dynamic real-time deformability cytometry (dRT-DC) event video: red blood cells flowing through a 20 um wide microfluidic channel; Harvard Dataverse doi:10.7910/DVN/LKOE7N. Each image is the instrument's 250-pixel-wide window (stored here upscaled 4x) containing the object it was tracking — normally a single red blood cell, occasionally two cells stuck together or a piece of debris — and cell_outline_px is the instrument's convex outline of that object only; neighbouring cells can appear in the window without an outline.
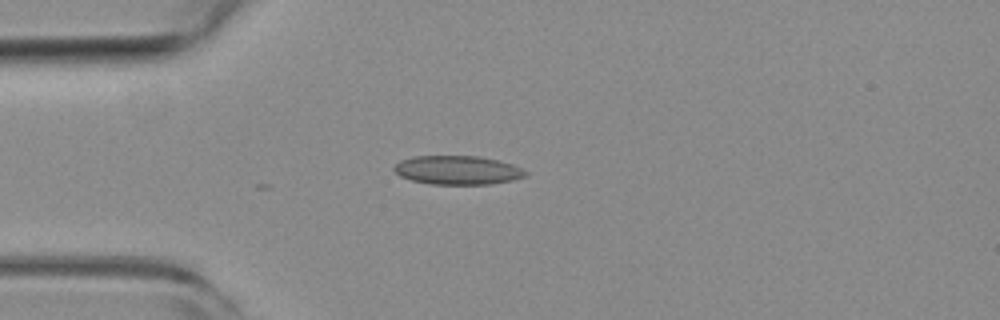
{"species": "common noctule bat (a hibernating species)", "species_latin": "Nyctalus noctula", "temperature_condition": "room temperature", "stored_images_in_passage": 6, "camera_frame_rate_fps": 3000, "um_per_image_px": 0.085, "animal": {"sex": "female", "body_mass_g": 19.3, "forearm_length_mm": 54.1}, "frame": {"image": 1, "passage_image": 1, "time_ms": 0.0, "image_size_px": [1000, 320], "cell_outline_px": [[528, 176], [512, 180], [492, 184], [428, 184], [412, 180], [400, 176], [392, 168], [400, 160], [416, 156], [480, 156], [512, 164], [528, 172]], "centroid_in_image_um": [38.9, 14.46], "position_along_channel_um": 46.1, "area_um2": 22.08}}
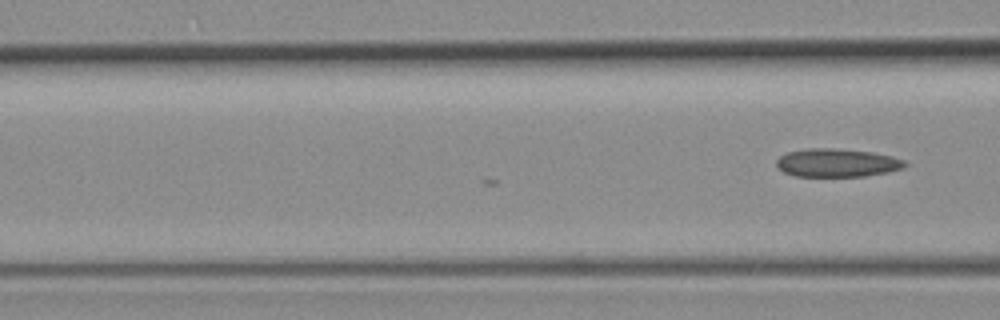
{"frame": {"image": 2, "passage_image": 6, "time_ms": 1.667, "image_size_px": [1000, 320], "cell_outline_px": [[908, 164], [904, 168], [888, 172], [864, 176], [796, 176], [784, 172], [776, 164], [776, 160], [780, 156], [788, 152], [808, 148], [832, 148], [872, 152], [892, 156], [904, 160]], "centroid_in_image_um": [71.17, 13.84], "position_along_channel_um": 95.4, "area_um2": 21.1}}